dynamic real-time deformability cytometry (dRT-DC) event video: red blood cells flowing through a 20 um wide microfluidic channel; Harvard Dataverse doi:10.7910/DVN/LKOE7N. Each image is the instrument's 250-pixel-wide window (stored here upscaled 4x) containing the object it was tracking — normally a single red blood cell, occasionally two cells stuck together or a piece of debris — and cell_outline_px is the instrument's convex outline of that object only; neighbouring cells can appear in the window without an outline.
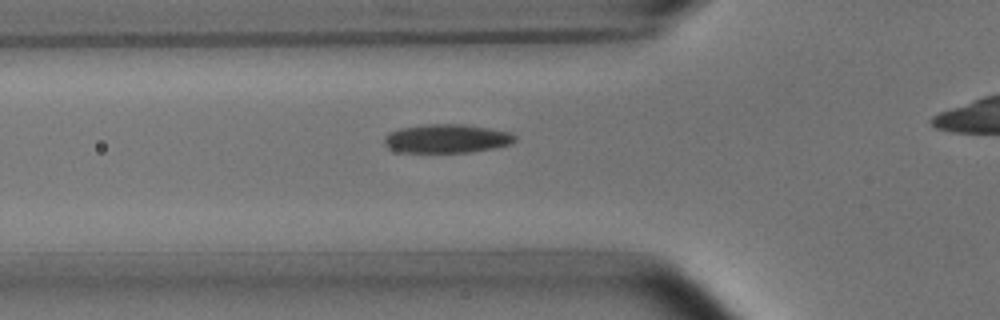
{"species": "common noctule bat (a hibernating species)", "species_latin": "Nyctalus noctula", "temperature_condition": "room temperature", "stored_images_in_passage": 30, "camera_frame_rate_fps": 3000, "um_per_image_px": 0.085, "animal": {"sex": "male", "body_mass_g": 15.6}, "frame": {"image": 1, "passage_image": 2, "time_ms": 0.333, "image_size_px": [1000, 320], "cell_outline_px": [[516, 140], [512, 144], [472, 152], [400, 152], [388, 148], [384, 144], [384, 136], [388, 132], [400, 128], [428, 124], [464, 124], [508, 132], [516, 136]], "centroid_in_image_um": [37.94, 11.78], "position_along_channel_um": 87.9, "area_um2": 21.85}}
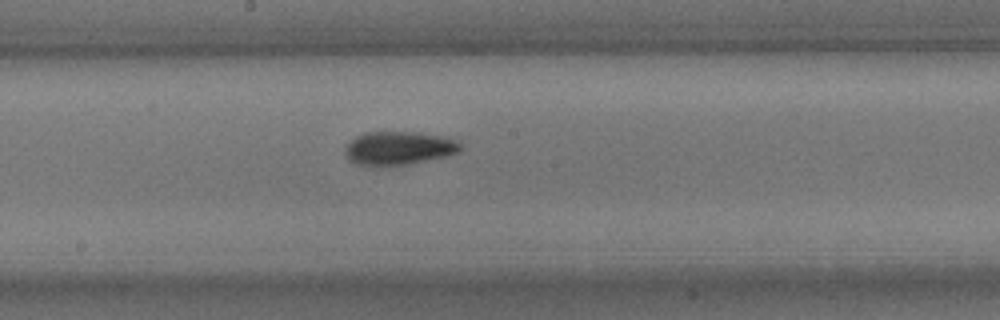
{"frame": {"image": 2, "passage_image": 12, "time_ms": 3.667, "image_size_px": [1000, 320], "cell_outline_px": [[460, 148], [456, 152], [448, 156], [408, 164], [356, 164], [348, 160], [344, 152], [344, 148], [356, 136], [364, 132], [420, 132], [444, 136], [460, 140]], "centroid_in_image_um": [33.92, 12.56], "position_along_channel_um": 214.3, "area_um2": 22.31}}
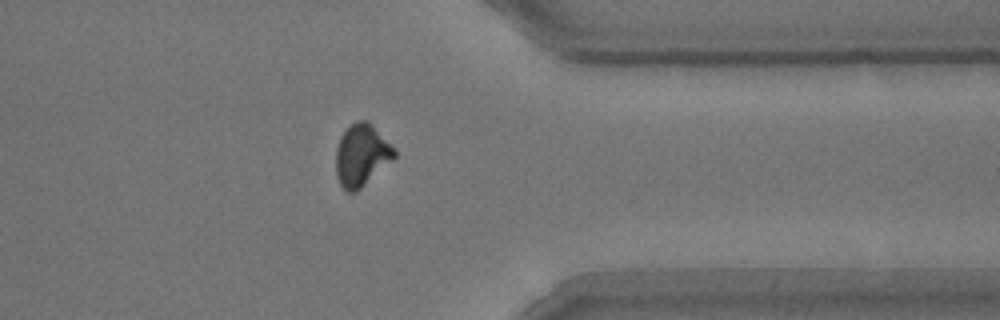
{"frame": {"image": 3, "passage_image": 26, "time_ms": 8.333, "image_size_px": [1000, 320], "cell_outline_px": [[396, 156], [392, 160], [356, 192], [348, 192], [340, 184], [336, 176], [336, 148], [340, 136], [348, 124], [356, 120], [368, 120], [396, 152]], "centroid_in_image_um": [30.68, 13.17], "position_along_channel_um": 380.7, "area_um2": 20.92}}